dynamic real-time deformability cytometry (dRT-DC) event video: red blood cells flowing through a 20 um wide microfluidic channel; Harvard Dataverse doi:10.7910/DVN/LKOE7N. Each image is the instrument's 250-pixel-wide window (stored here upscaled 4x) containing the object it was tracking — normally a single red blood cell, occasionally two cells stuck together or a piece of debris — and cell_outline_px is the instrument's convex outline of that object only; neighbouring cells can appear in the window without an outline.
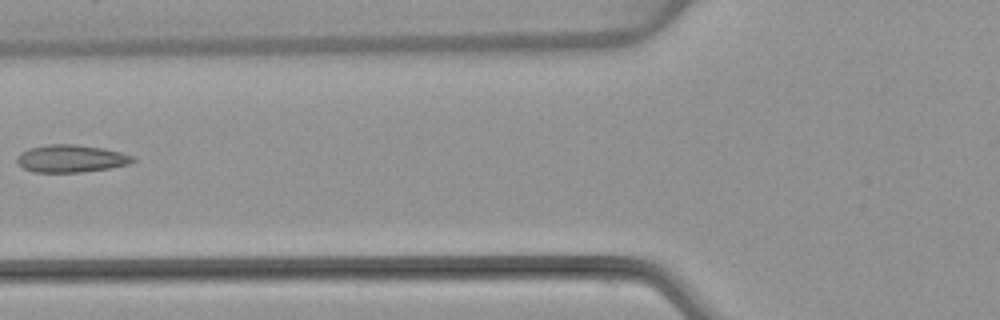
{"species": "common noctule bat (a hibernating species)", "species_latin": "Nyctalus noctula", "temperature_condition": "warm", "stored_images_in_passage": 5, "camera_frame_rate_fps": 3000, "um_per_image_px": 0.085, "animal": {"sex": "female", "body_mass_g": 22.7, "forearm_length_mm": 54.2}, "frame": {"image": 1, "passage_image": 5, "time_ms": 5.667, "image_size_px": [1000, 320], "cell_outline_px": [[136, 160], [128, 164], [108, 168], [80, 172], [32, 172], [16, 164], [16, 156], [20, 152], [28, 148], [48, 144], [76, 144], [104, 148], [136, 156]], "centroid_in_image_um": [6.0, 13.47], "position_along_channel_um": 119.8, "area_um2": 18.79}}